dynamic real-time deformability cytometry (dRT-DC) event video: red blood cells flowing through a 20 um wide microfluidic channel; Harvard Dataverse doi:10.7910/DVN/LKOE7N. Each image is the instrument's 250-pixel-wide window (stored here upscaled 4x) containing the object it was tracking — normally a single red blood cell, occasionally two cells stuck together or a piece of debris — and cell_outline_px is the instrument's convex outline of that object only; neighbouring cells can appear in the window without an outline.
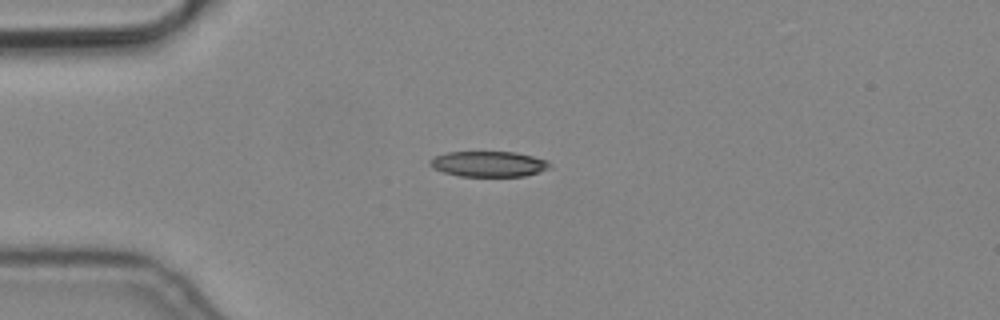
{"species": "common noctule bat (a hibernating species)", "species_latin": "Nyctalus noctula", "temperature_condition": "cold", "stored_images_in_passage": 6, "camera_frame_rate_fps": 3000, "um_per_image_px": 0.085, "animal": {"sex": "male", "body_mass_g": 19.2, "forearm_length_mm": 51.8}, "frame": {"image": 1, "passage_image": 4, "time_ms": 1.0, "image_size_px": [1000, 320], "cell_outline_px": [[552, 168], [540, 172], [524, 176], [460, 176], [444, 172], [432, 168], [428, 164], [428, 160], [436, 156], [448, 152], [516, 152], [548, 160], [552, 164]], "centroid_in_image_um": [41.57, 13.94], "position_along_channel_um": 43.4, "area_um2": 17.98}}
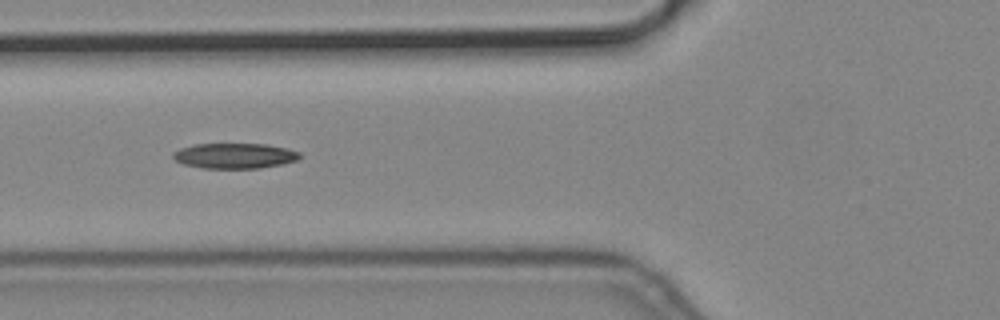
{"frame": {"image": 2, "passage_image": 6, "time_ms": 1.667, "image_size_px": [1000, 320], "cell_outline_px": [[300, 156], [296, 160], [284, 164], [260, 168], [200, 168], [184, 164], [176, 160], [172, 156], [172, 152], [180, 148], [196, 144], [268, 144], [288, 148], [300, 152]], "centroid_in_image_um": [19.96, 13.24], "position_along_channel_um": 105.8, "area_um2": 18.79}}